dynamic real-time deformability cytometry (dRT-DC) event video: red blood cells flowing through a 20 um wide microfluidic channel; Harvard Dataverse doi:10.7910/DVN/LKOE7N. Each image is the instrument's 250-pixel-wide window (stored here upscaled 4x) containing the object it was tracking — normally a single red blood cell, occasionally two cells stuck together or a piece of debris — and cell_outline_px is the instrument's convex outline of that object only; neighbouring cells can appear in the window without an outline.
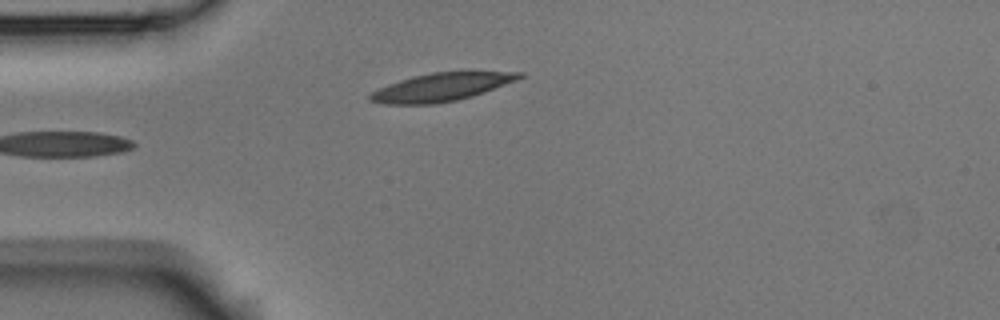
{"species": "Egyptian fruit bat (a non-hibernating species)", "species_latin": "Rousettus aegyptiacus", "temperature_condition": "room temperature", "stored_images_in_passage": 5, "camera_frame_rate_fps": 3000, "um_per_image_px": 0.085, "animal": {"sex": "male"}, "frame": {"image": 1, "passage_image": 5, "time_ms": 1.333, "image_size_px": [1000, 320], "cell_outline_px": [[524, 76], [516, 80], [484, 92], [472, 96], [456, 100], [436, 104], [384, 104], [368, 100], [368, 96], [372, 92], [388, 84], [412, 76], [432, 72], [524, 72]], "centroid_in_image_um": [37.48, 7.41], "position_along_channel_um": 47.5, "area_um2": 24.16}}